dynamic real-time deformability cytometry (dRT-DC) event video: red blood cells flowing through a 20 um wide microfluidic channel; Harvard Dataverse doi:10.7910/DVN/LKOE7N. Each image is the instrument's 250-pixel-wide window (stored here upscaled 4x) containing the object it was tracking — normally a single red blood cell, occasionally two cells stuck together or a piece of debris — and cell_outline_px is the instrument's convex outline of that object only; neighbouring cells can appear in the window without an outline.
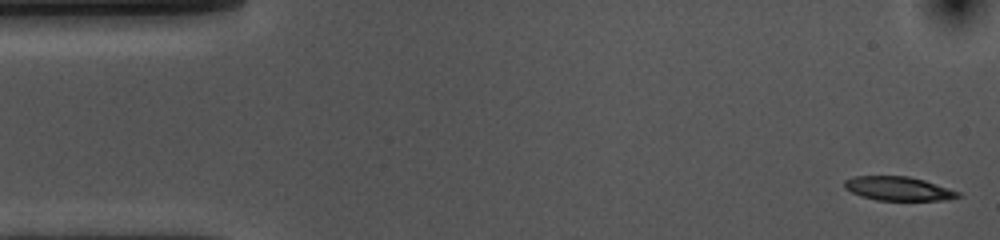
{"species": "common noctule bat (a hibernating species)", "species_latin": "Nyctalus noctula", "temperature_condition": "cold", "stored_images_in_passage": 53, "camera_frame_rate_fps": 3000, "um_per_image_px": 0.085, "animal": {"sex": "female", "body_mass_g": 10.0, "forearm_length_mm": 53.1}, "frame": {"image": 1, "passage_image": 1, "time_ms": 0.0, "image_size_px": [1000, 240], "cell_outline_px": [[964, 196], [944, 200], [876, 200], [860, 196], [844, 188], [844, 180], [852, 176], [908, 176], [924, 180], [960, 192]], "centroid_in_image_um": [76.35, 16.03], "position_along_channel_um": 8.7, "area_um2": 15.9}}
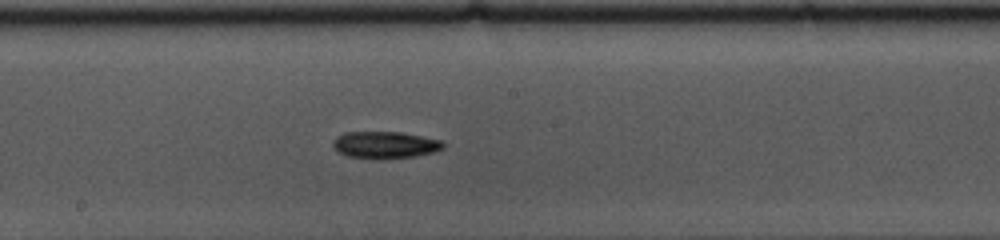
{"frame": {"image": 2, "passage_image": 27, "time_ms": 8.667, "image_size_px": [1000, 240], "cell_outline_px": [[444, 148], [432, 152], [412, 156], [348, 156], [340, 152], [332, 144], [336, 136], [344, 132], [400, 132], [424, 136], [440, 140], [444, 144]], "centroid_in_image_um": [32.74, 12.25], "position_along_channel_um": 215.5, "area_um2": 16.36}}
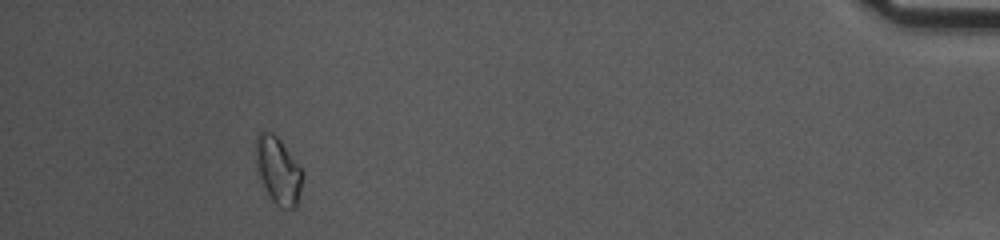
{"frame": {"image": 3, "passage_image": 49, "time_ms": 16.0, "image_size_px": [1000, 240], "cell_outline_px": [[304, 172], [296, 208], [280, 208], [272, 200], [256, 172], [252, 152], [256, 132], [272, 132], [280, 140]], "centroid_in_image_um": [23.57, 14.44], "position_along_channel_um": 411.6, "area_um2": 18.73}, "authors_computed_cell_mechanics": {"area_um2": 16.9932, "velocity_mm_per_s": 3.607, "shape_relaxation_time_tau1_ms": 4.9198, "shape_relaxation_time_tau2_ms": null, "deformation_change_tau1": 0.1099, "deformation_change_tau2": null}}